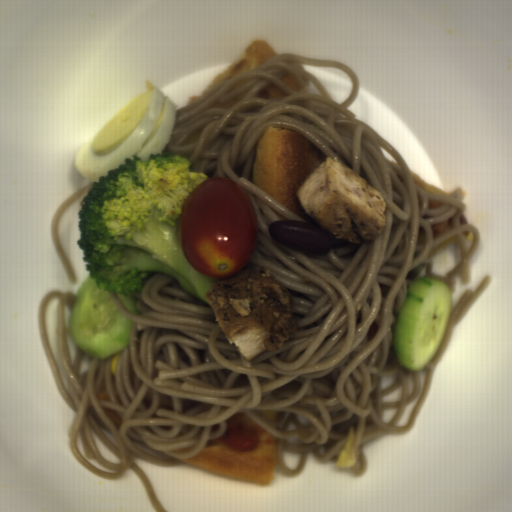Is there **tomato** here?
<instances>
[{
  "label": "tomato",
  "mask_w": 512,
  "mask_h": 512,
  "mask_svg": "<svg viewBox=\"0 0 512 512\" xmlns=\"http://www.w3.org/2000/svg\"><path fill=\"white\" fill-rule=\"evenodd\" d=\"M178 233L192 267L217 279L249 266L259 238L250 197L241 185L220 176L208 177L189 194Z\"/></svg>",
  "instance_id": "obj_1"
},
{
  "label": "tomato",
  "mask_w": 512,
  "mask_h": 512,
  "mask_svg": "<svg viewBox=\"0 0 512 512\" xmlns=\"http://www.w3.org/2000/svg\"><path fill=\"white\" fill-rule=\"evenodd\" d=\"M260 427L245 412H236L226 419L224 434L216 440H208L205 445L225 444L239 452H250L257 448Z\"/></svg>",
  "instance_id": "obj_2"
}]
</instances>
